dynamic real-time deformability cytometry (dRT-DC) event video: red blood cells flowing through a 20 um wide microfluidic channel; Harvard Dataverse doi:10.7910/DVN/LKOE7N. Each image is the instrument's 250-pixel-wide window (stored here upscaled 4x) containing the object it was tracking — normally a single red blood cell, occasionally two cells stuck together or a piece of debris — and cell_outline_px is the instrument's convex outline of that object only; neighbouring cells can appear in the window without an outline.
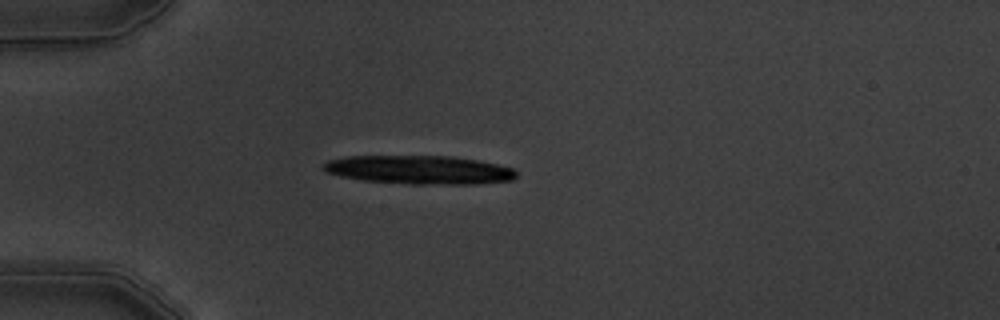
{"species": "common noctule bat (a hibernating species)", "species_latin": "Nyctalus noctula", "temperature_condition": "warm", "stored_images_in_passage": 3, "camera_frame_rate_fps": 3000, "um_per_image_px": 0.085, "animal": {"sex": "male", "body_mass_g": 19.5, "forearm_length_mm": 54.6}, "frame": {"image": 1, "passage_image": 3, "time_ms": 2.333, "image_size_px": [1000, 320], "cell_outline_px": [[516, 176], [512, 180], [476, 184], [412, 184], [364, 180], [340, 176], [324, 172], [320, 168], [320, 164], [328, 160], [344, 156], [452, 156], [480, 160], [512, 168], [516, 172]], "centroid_in_image_um": [35.58, 14.43], "position_along_channel_um": 49.4, "area_um2": 32.43}}